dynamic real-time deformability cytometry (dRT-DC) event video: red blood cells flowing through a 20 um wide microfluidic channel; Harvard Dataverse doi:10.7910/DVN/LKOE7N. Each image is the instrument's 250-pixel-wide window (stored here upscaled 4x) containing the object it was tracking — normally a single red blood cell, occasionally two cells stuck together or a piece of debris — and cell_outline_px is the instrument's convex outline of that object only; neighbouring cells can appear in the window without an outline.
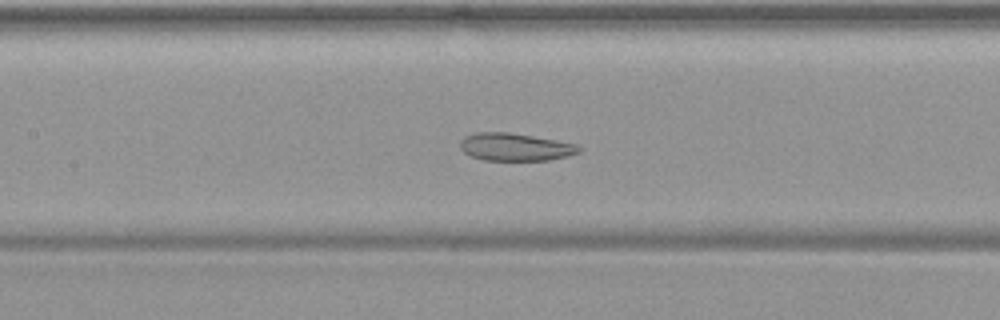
{"species": "common noctule bat (a hibernating species)", "species_latin": "Nyctalus noctula", "temperature_condition": "warm", "stored_images_in_passage": 51, "camera_frame_rate_fps": 3000, "um_per_image_px": 0.085, "animal": {"sex": "female", "body_mass_g": 19.9}, "frame": {"image": 1, "passage_image": 24, "time_ms": 7.667, "image_size_px": [1000, 320], "cell_outline_px": [[584, 148], [580, 152], [568, 156], [548, 160], [484, 160], [472, 156], [464, 152], [460, 148], [460, 140], [464, 136], [476, 132], [508, 132], [556, 140], [576, 144]], "centroid_in_image_um": [43.8, 12.49], "position_along_channel_um": 163.6, "area_um2": 19.19}}
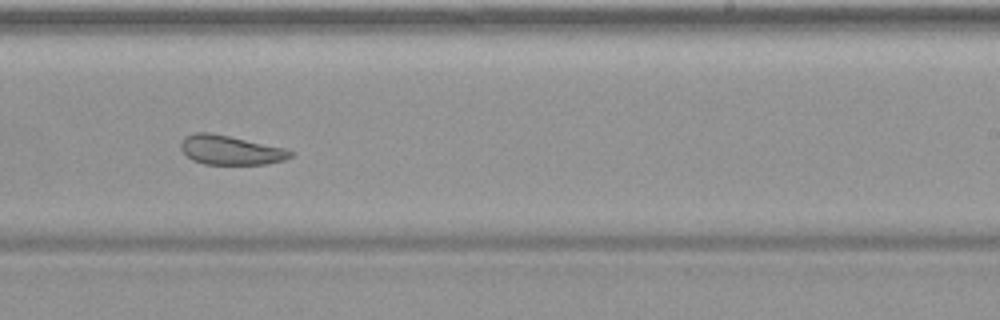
{"frame": {"image": 2, "passage_image": 32, "time_ms": 10.333, "image_size_px": [1000, 320], "cell_outline_px": [[292, 156], [284, 160], [264, 164], [204, 164], [192, 160], [180, 148], [180, 144], [184, 136], [192, 132], [212, 132], [284, 148], [292, 152]], "centroid_in_image_um": [19.54, 12.74], "position_along_channel_um": 269.5, "area_um2": 18.67}}
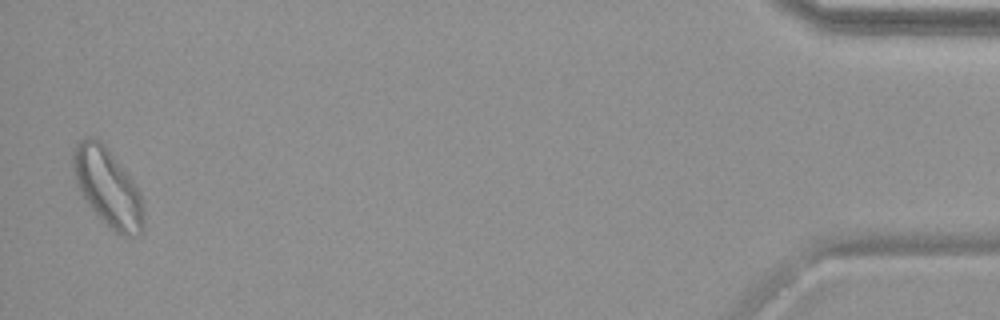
{"frame": {"image": 3, "passage_image": 50, "time_ms": 16.333, "image_size_px": [1000, 320], "cell_outline_px": [[144, 232], [140, 236], [124, 236], [116, 232], [92, 208], [80, 192], [76, 184], [72, 164], [72, 152], [76, 144], [84, 136], [92, 136], [100, 140], [108, 148], [136, 184], [140, 192], [144, 208]], "centroid_in_image_um": [9.18, 15.9], "position_along_channel_um": 426.0, "area_um2": 32.19}}